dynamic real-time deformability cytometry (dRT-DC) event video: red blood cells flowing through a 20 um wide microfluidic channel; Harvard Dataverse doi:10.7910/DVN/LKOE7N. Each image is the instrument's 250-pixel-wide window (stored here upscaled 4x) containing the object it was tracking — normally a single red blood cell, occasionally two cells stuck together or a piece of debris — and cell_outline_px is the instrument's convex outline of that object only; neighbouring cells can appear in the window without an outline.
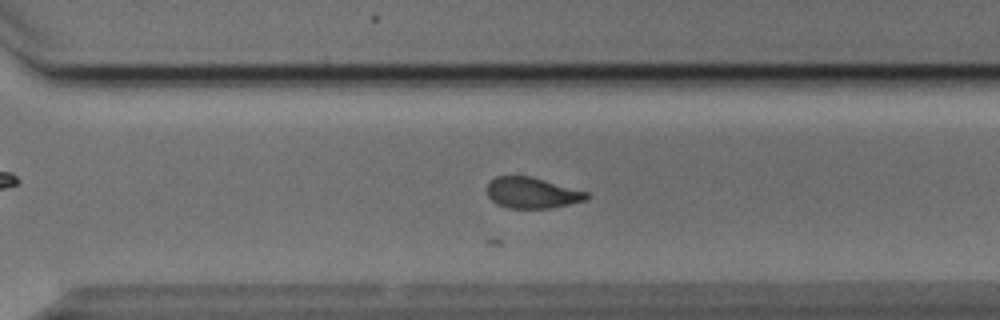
{"species": "Egyptian fruit bat (a non-hibernating species)", "species_latin": "Rousettus aegyptiacus", "temperature_condition": "cold", "stored_images_in_passage": 30, "camera_frame_rate_fps": 3000, "um_per_image_px": 0.085, "animal": {"sex": "male"}, "frame": {"image": 1, "passage_image": 21, "time_ms": 6.667, "image_size_px": [1000, 320], "cell_outline_px": [[588, 200], [552, 208], [508, 208], [496, 204], [488, 196], [488, 180], [496, 176], [532, 176], [588, 192]], "centroid_in_image_um": [45.23, 16.39], "position_along_channel_um": 325.4, "area_um2": 18.09}}